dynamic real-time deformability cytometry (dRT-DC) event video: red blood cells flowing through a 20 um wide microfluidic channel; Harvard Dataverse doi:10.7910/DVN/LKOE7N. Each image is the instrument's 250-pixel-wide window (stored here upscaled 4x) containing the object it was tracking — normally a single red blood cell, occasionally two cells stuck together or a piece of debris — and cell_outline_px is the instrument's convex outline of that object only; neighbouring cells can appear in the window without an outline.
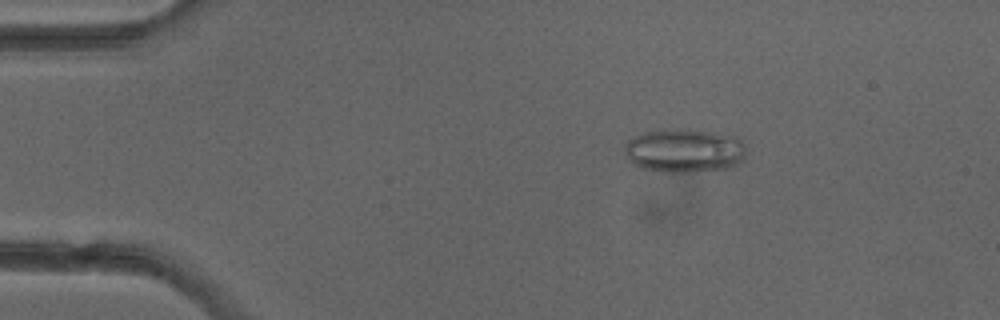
{"species": "common noctule bat (a hibernating species)", "species_latin": "Nyctalus noctula", "temperature_condition": "cold", "stored_images_in_passage": 5, "camera_frame_rate_fps": 3000, "um_per_image_px": 0.085, "animal": {"sex": "female"}, "frame": {"image": 1, "passage_image": 3, "time_ms": 2.333, "image_size_px": [1000, 320], "cell_outline_px": [[744, 160], [740, 164], [728, 168], [684, 172], [668, 172], [644, 168], [632, 164], [624, 152], [624, 144], [628, 140], [644, 132], [664, 128], [680, 128], [712, 132], [740, 136], [744, 144]], "centroid_in_image_um": [58.19, 12.78], "position_along_channel_um": 26.8, "area_um2": 31.39}}